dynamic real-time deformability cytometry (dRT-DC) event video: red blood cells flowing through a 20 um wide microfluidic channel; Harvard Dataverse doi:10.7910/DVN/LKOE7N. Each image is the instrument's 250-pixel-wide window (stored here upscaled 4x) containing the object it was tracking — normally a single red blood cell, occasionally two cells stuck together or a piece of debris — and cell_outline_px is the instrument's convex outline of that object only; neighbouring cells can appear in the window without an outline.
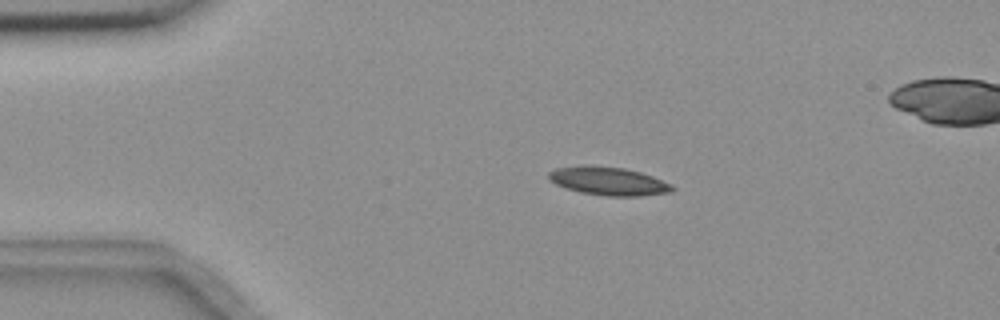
{"species": "common noctule bat (a hibernating species)", "species_latin": "Nyctalus noctula", "temperature_condition": "room temperature", "stored_images_in_passage": 46, "camera_frame_rate_fps": 3000, "um_per_image_px": 0.085, "animal": {"sex": "female", "body_mass_g": 18.4}, "frame": {"image": 1, "passage_image": 1, "time_ms": 0.0, "image_size_px": [1000, 320], "cell_outline_px": [[676, 188], [672, 192], [640, 196], [604, 196], [580, 192], [556, 184], [548, 180], [548, 172], [556, 168], [624, 168], [640, 172], [652, 176], [672, 184]], "centroid_in_image_um": [51.8, 15.45], "position_along_channel_um": 33.2, "area_um2": 19.59}}
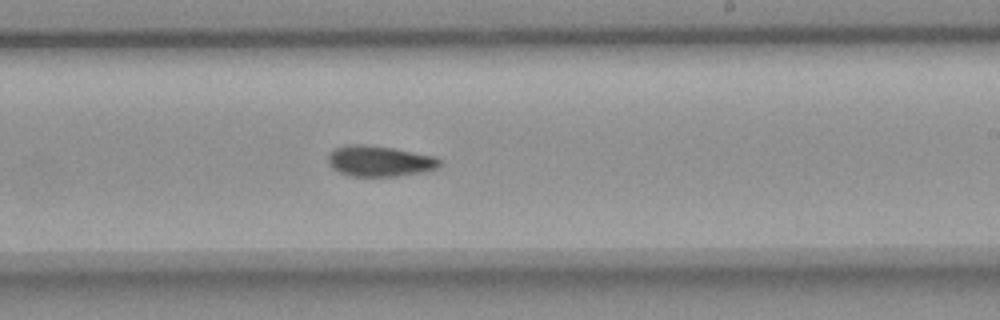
{"frame": {"image": 2, "passage_image": 23, "time_ms": 7.333, "image_size_px": [1000, 320], "cell_outline_px": [[440, 164], [436, 168], [420, 172], [396, 176], [348, 176], [332, 168], [328, 160], [328, 152], [344, 144], [364, 144], [392, 148], [436, 156], [440, 160]], "centroid_in_image_um": [32.22, 13.68], "position_along_channel_um": 256.8, "area_um2": 19.94}}
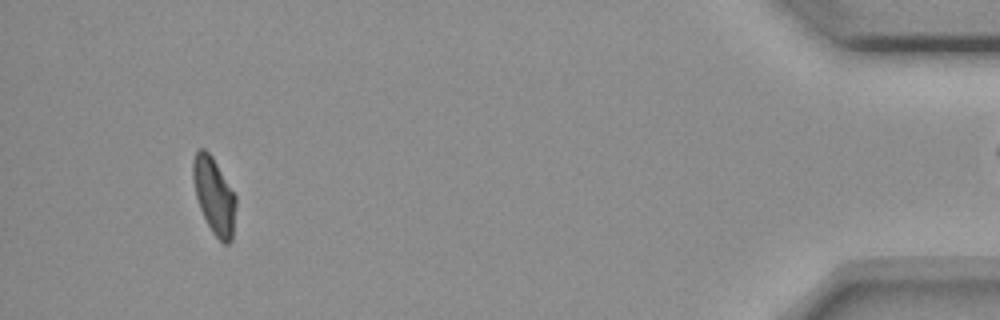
{"frame": {"image": 3, "passage_image": 42, "time_ms": 13.667, "image_size_px": [1000, 320], "cell_outline_px": [[236, 204], [232, 240], [228, 244], [224, 244], [212, 232], [200, 208], [196, 196], [192, 180], [192, 160], [196, 152], [200, 148], [204, 148], [212, 156], [236, 196]], "centroid_in_image_um": [18.19, 16.62], "position_along_channel_um": 417.0, "area_um2": 19.02}, "authors_computed_cell_mechanics": {"area_um2": 19.7676, "velocity_mm_per_s": 3.6441, "shape_relaxation_time_tau1_ms": null, "shape_relaxation_time_tau2_ms": 5.9808, "deformation_change_tau1": null, "deformation_change_tau2": 0.1083}}